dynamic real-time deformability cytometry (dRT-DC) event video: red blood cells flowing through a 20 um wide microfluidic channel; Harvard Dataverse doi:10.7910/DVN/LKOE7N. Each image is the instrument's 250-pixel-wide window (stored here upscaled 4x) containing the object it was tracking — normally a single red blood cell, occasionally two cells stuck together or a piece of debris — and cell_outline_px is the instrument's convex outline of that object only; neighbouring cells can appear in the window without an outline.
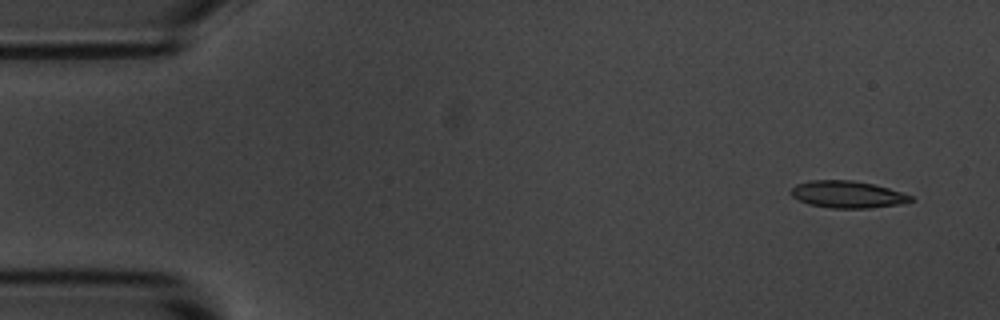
{"species": "common noctule bat (a hibernating species)", "species_latin": "Nyctalus noctula", "temperature_condition": "room temperature", "stored_images_in_passage": 4, "camera_frame_rate_fps": 3000, "um_per_image_px": 0.085, "animal": {"sex": "male", "body_mass_g": 20.1, "forearm_length_mm": 53.5}, "frame": {"image": 1, "passage_image": 1, "time_ms": 0.0, "image_size_px": [1000, 320], "cell_outline_px": [[916, 200], [896, 204], [872, 208], [832, 208], [808, 204], [792, 196], [792, 188], [796, 184], [812, 180], [852, 180], [872, 184], [888, 188], [912, 196]], "centroid_in_image_um": [72.03, 16.52], "position_along_channel_um": 13.0, "area_um2": 18.61}}